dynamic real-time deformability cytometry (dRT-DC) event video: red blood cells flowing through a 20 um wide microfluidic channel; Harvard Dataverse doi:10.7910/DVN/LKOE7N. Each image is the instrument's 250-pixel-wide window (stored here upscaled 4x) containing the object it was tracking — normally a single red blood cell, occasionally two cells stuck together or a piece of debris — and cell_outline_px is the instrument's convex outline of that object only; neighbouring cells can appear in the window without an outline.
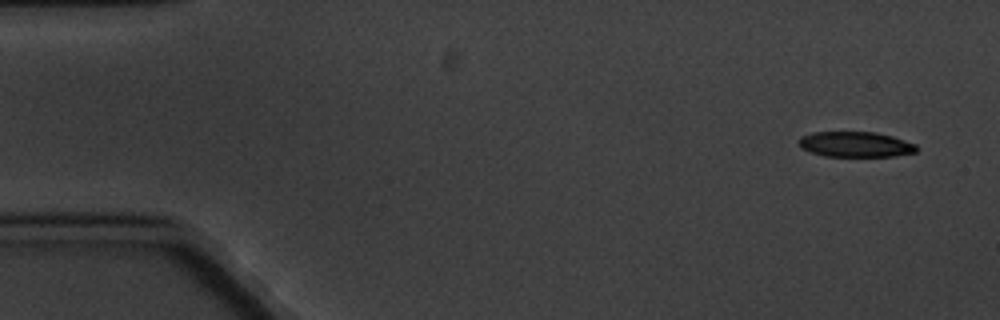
{"species": "common noctule bat (a hibernating species)", "species_latin": "Nyctalus noctula", "temperature_condition": "cold", "stored_images_in_passage": 5, "camera_frame_rate_fps": 3000, "um_per_image_px": 0.085, "animal": {"sex": "male", "body_mass_g": 20.1, "forearm_length_mm": 53.5}, "frame": {"image": 1, "passage_image": 1, "time_ms": 0.0, "image_size_px": [1000, 320], "cell_outline_px": [[916, 152], [892, 156], [824, 156], [808, 152], [800, 148], [796, 144], [796, 140], [800, 136], [812, 132], [876, 132], [892, 136], [916, 144]], "centroid_in_image_um": [72.61, 12.27], "position_along_channel_um": 12.4, "area_um2": 17.63}}
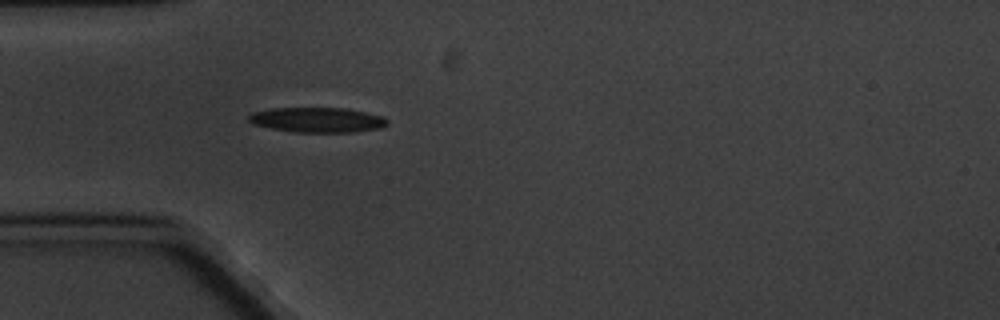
{"frame": {"image": 2, "passage_image": 5, "time_ms": 4.667, "image_size_px": [1000, 320], "cell_outline_px": [[388, 124], [380, 128], [352, 132], [296, 132], [272, 128], [252, 124], [248, 120], [248, 116], [252, 112], [272, 108], [348, 108], [384, 116], [388, 120]], "centroid_in_image_um": [26.99, 10.18], "position_along_channel_um": 58.0, "area_um2": 20.23}}